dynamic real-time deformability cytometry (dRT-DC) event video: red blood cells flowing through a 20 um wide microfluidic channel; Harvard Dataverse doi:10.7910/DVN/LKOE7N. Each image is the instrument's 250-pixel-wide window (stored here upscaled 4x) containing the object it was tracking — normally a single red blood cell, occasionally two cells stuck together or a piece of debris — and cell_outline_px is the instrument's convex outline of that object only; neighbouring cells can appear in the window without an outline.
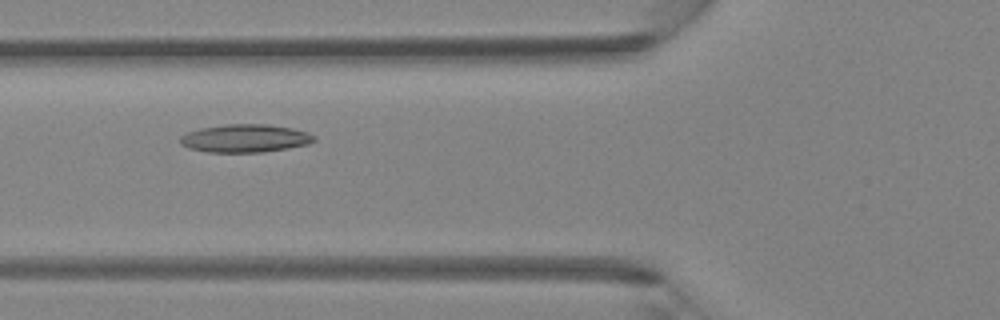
{"species": "Egyptian fruit bat (a non-hibernating species)", "species_latin": "Rousettus aegyptiacus", "temperature_condition": "room temperature", "stored_images_in_passage": 5, "camera_frame_rate_fps": 3000, "um_per_image_px": 0.085, "animal": {"sex": "female"}, "frame": {"image": 1, "passage_image": 5, "time_ms": 1.333, "image_size_px": [1000, 320], "cell_outline_px": [[316, 140], [308, 144], [288, 148], [264, 152], [208, 152], [188, 148], [180, 144], [180, 136], [188, 132], [200, 128], [228, 124], [268, 124], [292, 128], [308, 132], [316, 136]], "centroid_in_image_um": [20.85, 11.76], "position_along_channel_um": 105.0, "area_um2": 21.96}}